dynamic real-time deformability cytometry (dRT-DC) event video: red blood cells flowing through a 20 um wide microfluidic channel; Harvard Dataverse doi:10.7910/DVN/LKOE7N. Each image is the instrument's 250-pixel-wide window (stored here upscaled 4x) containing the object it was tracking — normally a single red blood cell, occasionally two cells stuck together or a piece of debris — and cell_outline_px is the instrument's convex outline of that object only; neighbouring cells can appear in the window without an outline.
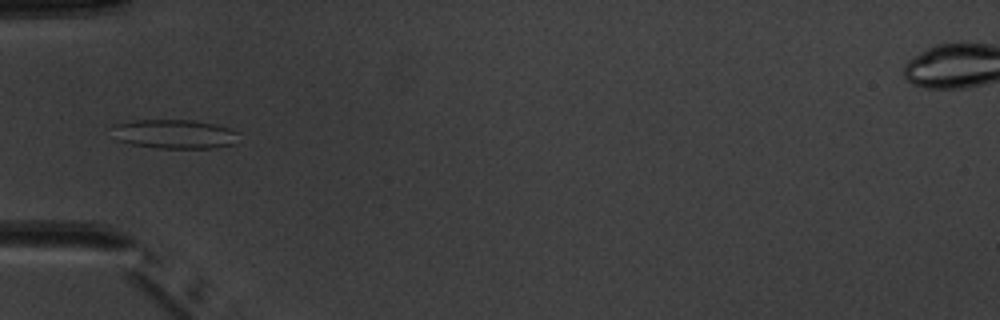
{"species": "common noctule bat (a hibernating species)", "species_latin": "Nyctalus noctula", "temperature_condition": "warm", "stored_images_in_passage": 6, "camera_frame_rate_fps": 3000, "um_per_image_px": 0.085, "animal": {"sex": "male", "body_mass_g": 20.1, "forearm_length_mm": 53.5}, "frame": {"image": 1, "passage_image": 5, "time_ms": 4.667, "image_size_px": [1000, 320], "cell_outline_px": [[240, 132], [236, 144], [212, 148], [160, 148], [132, 144], [120, 140], [112, 124], [132, 120], [192, 120], [216, 124], [232, 128]], "centroid_in_image_um": [14.95, 11.38], "position_along_channel_um": 70.1, "area_um2": 21.5}}